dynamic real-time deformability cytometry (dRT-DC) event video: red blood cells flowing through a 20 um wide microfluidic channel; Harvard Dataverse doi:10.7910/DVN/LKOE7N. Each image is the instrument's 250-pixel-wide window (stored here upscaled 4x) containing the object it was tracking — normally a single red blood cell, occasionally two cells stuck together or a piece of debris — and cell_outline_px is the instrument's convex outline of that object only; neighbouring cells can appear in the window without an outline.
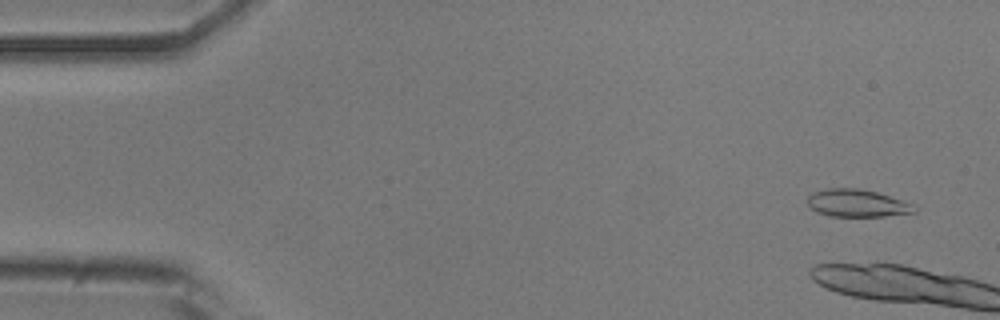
{"species": "common noctule bat (a hibernating species)", "species_latin": "Nyctalus noctula", "temperature_condition": "room temperature", "stored_images_in_passage": 6, "camera_frame_rate_fps": 3000, "um_per_image_px": 0.085, "animal": {"sex": "male", "body_mass_g": 20.5, "forearm_length_mm": 52.5}, "frame": {"image": 1, "passage_image": 3, "time_ms": 0.667, "image_size_px": [1000, 320], "cell_outline_px": [[916, 212], [884, 216], [828, 216], [816, 212], [808, 204], [808, 196], [812, 192], [828, 188], [860, 188], [876, 192], [916, 204]], "centroid_in_image_um": [72.87, 17.27], "position_along_channel_um": 12.1, "area_um2": 17.22}}